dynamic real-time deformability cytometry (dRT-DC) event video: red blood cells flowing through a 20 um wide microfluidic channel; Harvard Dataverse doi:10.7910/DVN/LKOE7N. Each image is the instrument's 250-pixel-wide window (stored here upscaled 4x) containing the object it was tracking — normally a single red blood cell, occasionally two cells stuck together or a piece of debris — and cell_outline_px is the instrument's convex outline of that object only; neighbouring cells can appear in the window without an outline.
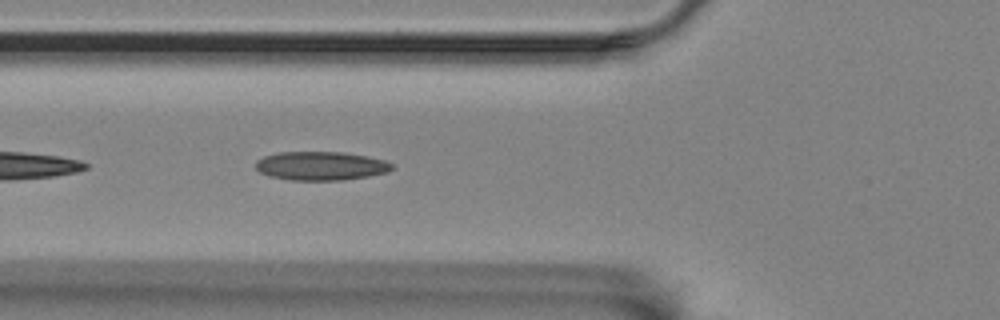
{"species": "Egyptian fruit bat (a non-hibernating species)", "species_latin": "Rousettus aegyptiacus", "temperature_condition": "room temperature", "stored_images_in_passage": 32, "camera_frame_rate_fps": 3000, "um_per_image_px": 0.085, "animal": {"sex": "female"}, "frame": {"image": 1, "passage_image": 5, "time_ms": 1.333, "image_size_px": [1000, 320], "cell_outline_px": [[392, 168], [388, 172], [368, 176], [340, 180], [292, 180], [268, 176], [260, 172], [256, 168], [256, 160], [264, 156], [280, 152], [340, 152], [368, 156], [384, 160], [392, 164]], "centroid_in_image_um": [27.25, 14.1], "position_along_channel_um": 98.5, "area_um2": 22.72}}